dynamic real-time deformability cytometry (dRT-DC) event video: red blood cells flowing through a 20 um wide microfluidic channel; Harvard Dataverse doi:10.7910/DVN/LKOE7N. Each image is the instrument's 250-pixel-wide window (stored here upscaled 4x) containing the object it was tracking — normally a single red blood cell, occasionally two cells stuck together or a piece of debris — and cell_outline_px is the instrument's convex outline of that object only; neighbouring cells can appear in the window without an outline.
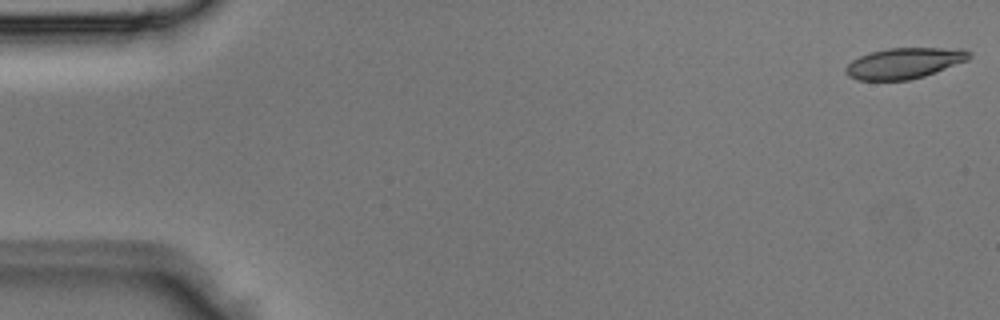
{"species": "Egyptian fruit bat (a non-hibernating species)", "species_latin": "Rousettus aegyptiacus", "temperature_condition": "room temperature", "stored_images_in_passage": 5, "camera_frame_rate_fps": 3000, "um_per_image_px": 0.085, "animal": {"sex": "male"}, "frame": {"image": 1, "passage_image": 1, "time_ms": 0.0, "image_size_px": [1000, 320], "cell_outline_px": [[972, 56], [968, 60], [936, 72], [924, 76], [908, 80], [856, 80], [848, 76], [844, 72], [844, 68], [852, 60], [868, 52], [888, 48], [964, 48], [972, 52]], "centroid_in_image_um": [76.87, 5.36], "position_along_channel_um": 8.1, "area_um2": 22.43}}